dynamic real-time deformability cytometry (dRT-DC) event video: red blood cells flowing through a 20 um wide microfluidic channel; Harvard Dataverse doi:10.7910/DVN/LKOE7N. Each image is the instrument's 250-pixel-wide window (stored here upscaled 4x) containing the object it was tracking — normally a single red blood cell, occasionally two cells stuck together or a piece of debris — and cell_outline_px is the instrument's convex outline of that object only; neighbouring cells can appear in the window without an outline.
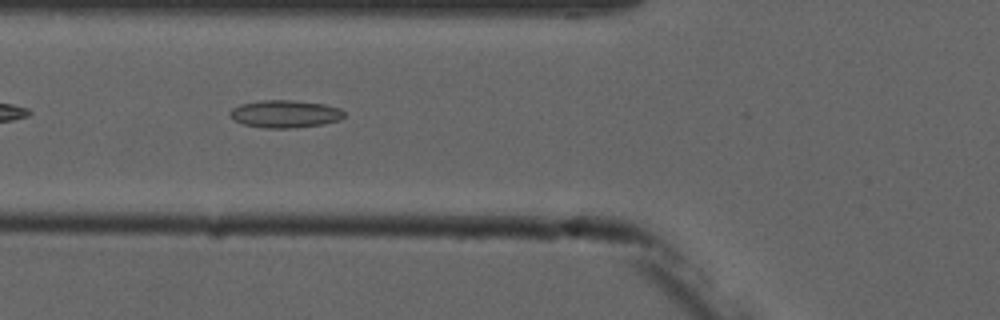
{"species": "common noctule bat (a hibernating species)", "species_latin": "Nyctalus noctula", "temperature_condition": "cold", "stored_images_in_passage": 6, "camera_frame_rate_fps": 3000, "um_per_image_px": 0.085, "animal": {"sex": "male", "forearm_length_mm": 52.5}, "frame": {"image": 1, "passage_image": 5, "time_ms": 5.333, "image_size_px": [1000, 320], "cell_outline_px": [[344, 116], [340, 120], [320, 124], [296, 128], [264, 128], [244, 124], [236, 120], [228, 112], [232, 108], [240, 104], [260, 100], [292, 100], [324, 104], [340, 108], [344, 112]], "centroid_in_image_um": [24.23, 9.67], "position_along_channel_um": 101.6, "area_um2": 18.26}}
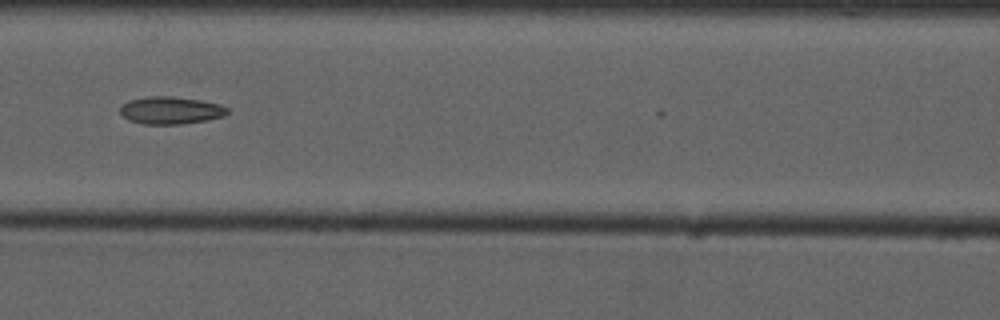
{"frame": {"image": 2, "passage_image": 6, "time_ms": 6.667, "image_size_px": [1000, 320], "cell_outline_px": [[228, 112], [224, 116], [208, 120], [180, 124], [144, 124], [128, 120], [120, 112], [120, 108], [128, 100], [148, 96], [172, 96], [200, 100], [220, 104], [228, 108]], "centroid_in_image_um": [14.52, 9.38], "position_along_channel_um": 152.1, "area_um2": 17.17}}